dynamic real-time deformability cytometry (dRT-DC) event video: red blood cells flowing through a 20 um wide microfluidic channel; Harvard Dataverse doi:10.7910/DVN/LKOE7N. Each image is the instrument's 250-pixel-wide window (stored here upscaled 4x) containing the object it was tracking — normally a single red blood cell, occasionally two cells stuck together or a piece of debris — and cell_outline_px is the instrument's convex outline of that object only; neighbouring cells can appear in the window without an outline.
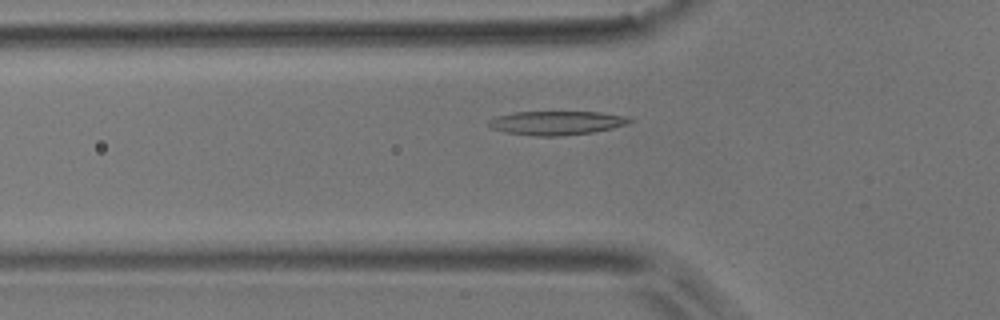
{"species": "common noctule bat (a hibernating species)", "species_latin": "Nyctalus noctula", "temperature_condition": "room temperature", "stored_images_in_passage": 38, "camera_frame_rate_fps": 3000, "um_per_image_px": 0.085, "animal": {"sex": "male", "body_mass_g": 17.9}, "frame": {"image": 1, "passage_image": 7, "time_ms": 2.0, "image_size_px": [1000, 320], "cell_outline_px": [[636, 120], [628, 124], [612, 128], [592, 132], [560, 136], [536, 136], [504, 132], [492, 128], [488, 124], [488, 120], [496, 116], [516, 112], [600, 112], [628, 116]], "centroid_in_image_um": [47.35, 10.44], "position_along_channel_um": 78.5, "area_um2": 19.71}}
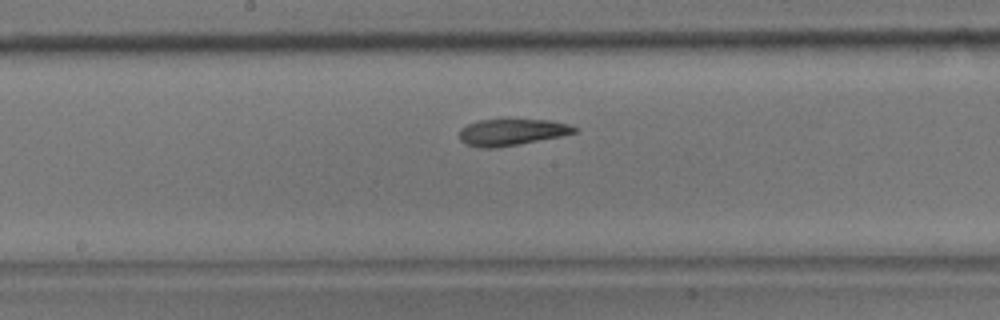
{"frame": {"image": 2, "passage_image": 17, "time_ms": 5.333, "image_size_px": [1000, 320], "cell_outline_px": [[580, 132], [564, 136], [496, 148], [480, 148], [464, 144], [460, 140], [460, 128], [468, 124], [480, 120], [548, 120], [568, 124], [580, 128]], "centroid_in_image_um": [43.55, 11.25], "position_along_channel_um": 204.7, "area_um2": 17.98}}
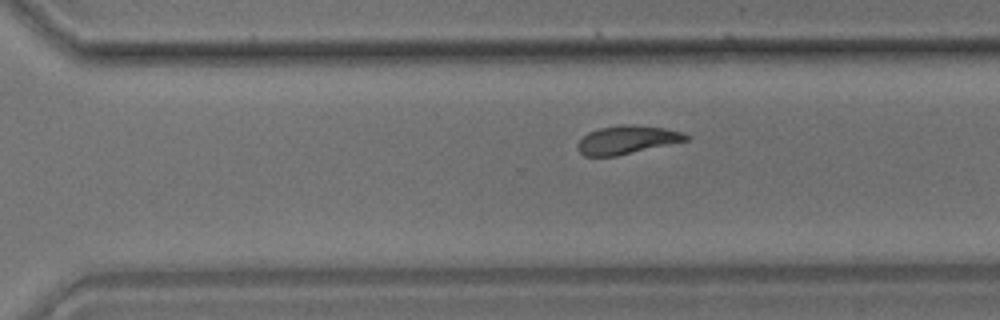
{"frame": {"image": 3, "passage_image": 26, "time_ms": 8.333, "image_size_px": [1000, 320], "cell_outline_px": [[688, 140], [616, 156], [584, 156], [576, 148], [576, 144], [588, 132], [600, 128], [620, 124], [632, 124], [664, 128], [680, 132], [688, 136]], "centroid_in_image_um": [53.24, 11.88], "position_along_channel_um": 317.4, "area_um2": 17.74}, "authors_computed_cell_mechanics": {"area_um2": 18.1492, "velocity_mm_per_s": 3.766, "shape_relaxation_time_tau1_ms": 5.8953, "shape_relaxation_time_tau2_ms": 3.6739, "deformation_change_tau1": 0.1708, "deformation_change_tau2": 0.0649}}